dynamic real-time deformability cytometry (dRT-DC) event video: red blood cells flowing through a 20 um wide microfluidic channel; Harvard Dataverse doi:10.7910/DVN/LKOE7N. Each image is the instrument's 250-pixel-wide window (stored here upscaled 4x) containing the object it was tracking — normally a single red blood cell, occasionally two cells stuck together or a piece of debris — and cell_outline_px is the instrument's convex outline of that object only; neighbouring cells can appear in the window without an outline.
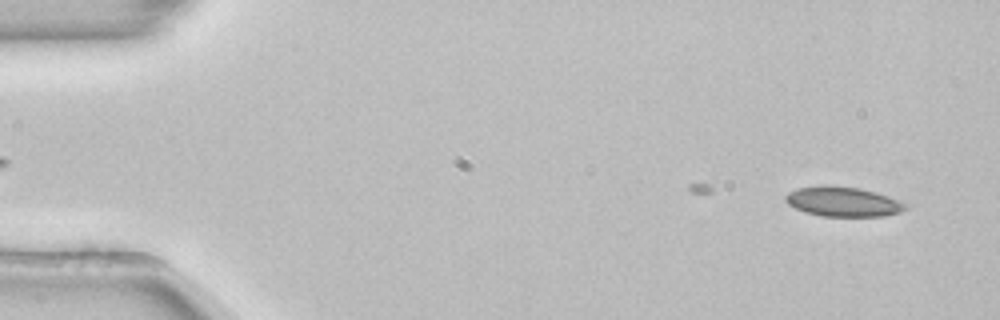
{"species": "common noctule bat (a hibernating species)", "species_latin": "Nyctalus noctula", "temperature_condition": "room temperature", "stored_images_in_passage": 49, "camera_frame_rate_fps": 3000, "um_per_image_px": 0.085, "animal": {"sex": "female", "body_mass_g": 22.7, "forearm_length_mm": 54.2}, "frame": {"image": 1, "passage_image": 3, "time_ms": 0.667, "image_size_px": [1000, 320], "cell_outline_px": [[908, 208], [900, 212], [884, 216], [820, 216], [804, 212], [788, 204], [784, 200], [784, 196], [788, 192], [796, 188], [820, 184], [828, 184], [860, 188], [876, 192], [888, 196], [908, 204]], "centroid_in_image_um": [71.62, 17.12], "position_along_channel_um": 13.4, "area_um2": 21.21}}
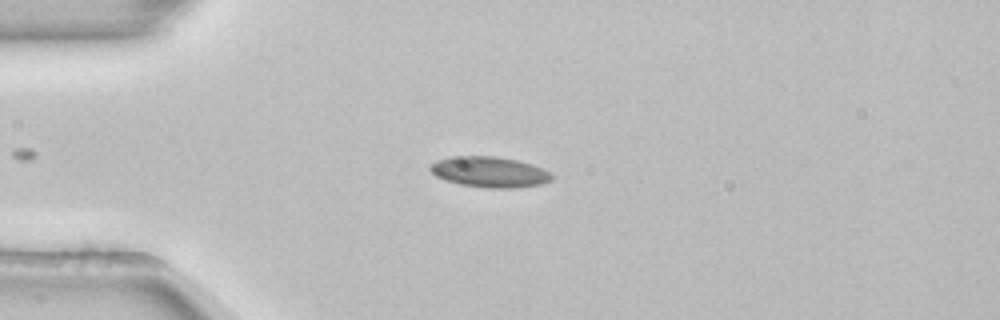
{"frame": {"image": 2, "passage_image": 13, "time_ms": 4.0, "image_size_px": [1000, 320], "cell_outline_px": [[552, 180], [540, 184], [516, 188], [488, 188], [460, 184], [444, 180], [436, 176], [428, 168], [436, 160], [452, 156], [496, 156], [516, 160], [532, 164], [548, 172], [552, 176]], "centroid_in_image_um": [41.58, 14.62], "position_along_channel_um": 43.4, "area_um2": 21.62}}
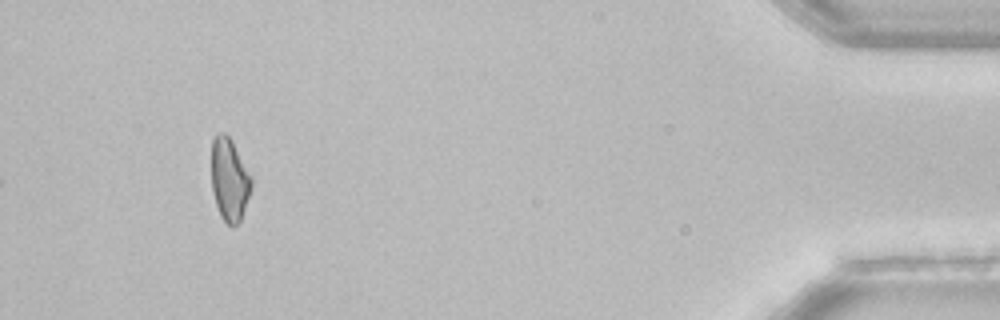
{"frame": {"image": 3, "passage_image": 49, "time_ms": 16.0, "image_size_px": [1000, 320], "cell_outline_px": [[252, 188], [240, 220], [232, 228], [220, 216], [216, 204], [212, 188], [212, 140], [216, 132], [224, 132], [232, 140], [252, 180]], "centroid_in_image_um": [19.49, 15.25], "position_along_channel_um": 415.7, "area_um2": 19.07}, "authors_computed_cell_mechanics": {"area_um2": 20.1722, "velocity_mm_per_s": 3.8845, "shape_relaxation_time_tau1_ms": 9.6157, "shape_relaxation_time_tau2_ms": null, "deformation_change_tau1": 0.1691, "deformation_change_tau2": null}}